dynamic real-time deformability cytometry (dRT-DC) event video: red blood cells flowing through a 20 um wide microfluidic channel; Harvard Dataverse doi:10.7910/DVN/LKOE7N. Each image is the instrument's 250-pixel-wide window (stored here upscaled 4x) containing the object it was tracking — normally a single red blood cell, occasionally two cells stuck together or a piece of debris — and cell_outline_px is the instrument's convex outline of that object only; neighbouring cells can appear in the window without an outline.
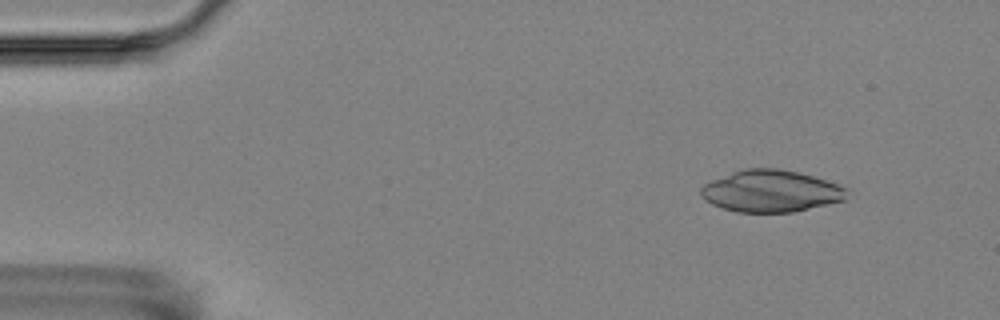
{"species": "Egyptian fruit bat (a non-hibernating species)", "species_latin": "Rousettus aegyptiacus", "temperature_condition": "room temperature", "stored_images_in_passage": 5, "camera_frame_rate_fps": 3000, "um_per_image_px": 0.085, "animal": {"sex": "female"}, "frame": {"image": 1, "passage_image": 2, "time_ms": 1.333, "image_size_px": [1000, 320], "cell_outline_px": [[848, 188], [844, 200], [828, 204], [792, 212], [736, 212], [712, 204], [700, 192], [700, 188], [704, 184], [712, 180], [732, 172], [744, 168], [776, 168], [796, 172], [812, 176], [840, 184]], "centroid_in_image_um": [65.55, 16.24], "position_along_channel_um": 19.5, "area_um2": 35.32}}